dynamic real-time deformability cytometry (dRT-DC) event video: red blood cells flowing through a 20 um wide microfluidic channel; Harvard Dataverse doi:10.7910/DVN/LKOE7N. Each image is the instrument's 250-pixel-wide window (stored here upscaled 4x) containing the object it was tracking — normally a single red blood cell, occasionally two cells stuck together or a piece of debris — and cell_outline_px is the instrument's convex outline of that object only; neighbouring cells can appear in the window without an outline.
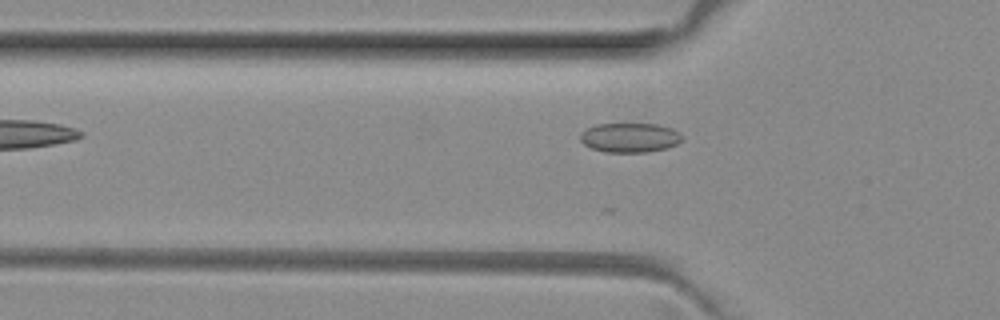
{"species": "common noctule bat (a hibernating species)", "species_latin": "Nyctalus noctula", "temperature_condition": "room temperature", "stored_images_in_passage": 3, "camera_frame_rate_fps": 3000, "um_per_image_px": 0.085, "animal": {"sex": "female", "body_mass_g": 29.2, "forearm_length_mm": 56.3}, "frame": {"image": 1, "passage_image": 3, "time_ms": 0.667, "image_size_px": [1000, 320], "cell_outline_px": [[684, 136], [676, 144], [668, 148], [648, 152], [604, 152], [592, 148], [584, 144], [580, 140], [580, 132], [596, 124], [656, 124], [672, 128], [680, 132]], "centroid_in_image_um": [53.54, 11.7], "position_along_channel_um": 72.3, "area_um2": 17.57}}